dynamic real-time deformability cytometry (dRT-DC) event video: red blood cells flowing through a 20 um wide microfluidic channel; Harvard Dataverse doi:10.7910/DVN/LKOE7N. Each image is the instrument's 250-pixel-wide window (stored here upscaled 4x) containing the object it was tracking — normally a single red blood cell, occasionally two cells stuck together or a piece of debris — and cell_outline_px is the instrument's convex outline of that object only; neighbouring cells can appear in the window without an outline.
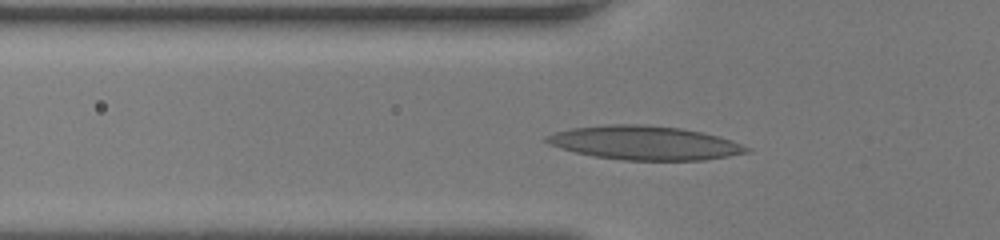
{"species": "human", "species_latin": "Homo sapiens", "temperature_condition": "room temperature", "stored_images_in_passage": 45, "camera_frame_rate_fps": 3000, "um_per_image_px": 0.085, "donor": {"sex": "female"}, "frame": {"image": 1, "passage_image": 13, "time_ms": 4.0, "image_size_px": [1000, 240], "cell_outline_px": [[752, 152], [704, 160], [624, 160], [596, 156], [576, 152], [560, 148], [548, 144], [544, 140], [544, 136], [556, 132], [572, 128], [600, 124], [644, 124], [680, 128], [720, 136], [732, 140], [752, 148]], "centroid_in_image_um": [54.81, 12.14], "position_along_channel_um": 71.0, "area_um2": 39.65}}
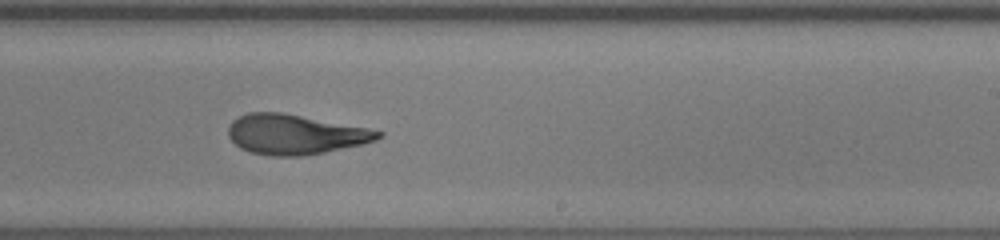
{"frame": {"image": 2, "passage_image": 27, "time_ms": 8.667, "image_size_px": [1000, 240], "cell_outline_px": [[384, 136], [376, 140], [360, 144], [324, 152], [304, 156], [272, 156], [252, 152], [240, 148], [228, 136], [228, 128], [232, 120], [248, 112], [280, 112], [368, 128], [384, 132]], "centroid_in_image_um": [25.07, 11.42], "position_along_channel_um": 263.9, "area_um2": 34.56}}
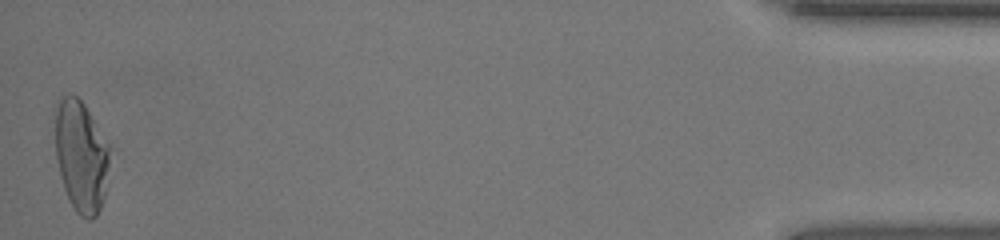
{"frame": {"image": 3, "passage_image": 45, "time_ms": 14.667, "image_size_px": [1000, 240], "cell_outline_px": [[112, 148], [104, 196], [100, 208], [96, 216], [92, 220], [88, 220], [80, 216], [76, 212], [64, 188], [60, 176], [56, 156], [52, 112], [52, 108], [56, 100], [60, 96], [72, 92], [84, 104]], "centroid_in_image_um": [6.86, 13.17], "position_along_channel_um": 428.3, "area_um2": 36.65}, "authors_computed_cell_mechanics": {"area_um2": 35.3736, "velocity_mm_per_s": 4.1789, "shape_relaxation_time_tau1_ms": 7.7029, "shape_relaxation_time_tau2_ms": 1.8357, "deformation_change_tau1": 0.2927, "deformation_change_tau2": 0.0994}}